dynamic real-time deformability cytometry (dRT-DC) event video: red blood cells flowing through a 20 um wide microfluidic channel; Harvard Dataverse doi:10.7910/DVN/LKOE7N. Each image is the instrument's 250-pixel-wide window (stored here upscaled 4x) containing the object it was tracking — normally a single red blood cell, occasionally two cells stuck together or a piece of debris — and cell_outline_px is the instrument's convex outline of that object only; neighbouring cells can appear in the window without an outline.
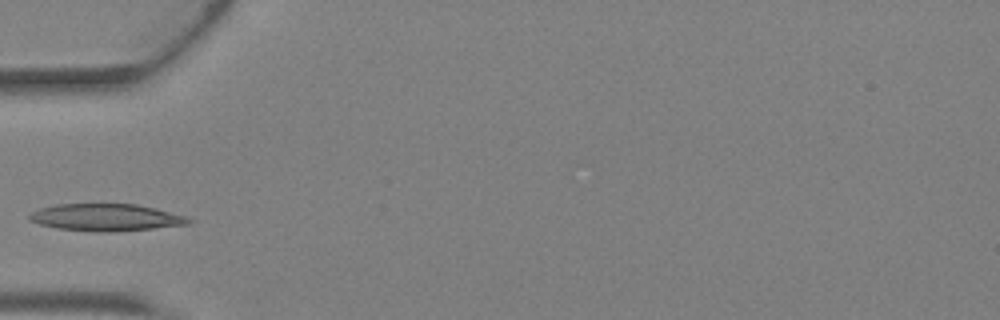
{"species": "Egyptian fruit bat (a non-hibernating species)", "species_latin": "Rousettus aegyptiacus", "temperature_condition": "warm", "stored_images_in_passage": 1, "camera_frame_rate_fps": 3000, "um_per_image_px": 0.085, "animal": {"sex": "female"}, "frame": {"image": 1, "passage_image": 1, "time_ms": 0.0, "image_size_px": [1000, 320], "cell_outline_px": [[192, 224], [116, 232], [100, 232], [56, 228], [40, 224], [28, 220], [28, 216], [32, 212], [40, 208], [56, 204], [136, 204], [184, 216], [192, 220]], "centroid_in_image_um": [8.98, 18.49], "position_along_channel_um": 76.0, "area_um2": 25.03}}